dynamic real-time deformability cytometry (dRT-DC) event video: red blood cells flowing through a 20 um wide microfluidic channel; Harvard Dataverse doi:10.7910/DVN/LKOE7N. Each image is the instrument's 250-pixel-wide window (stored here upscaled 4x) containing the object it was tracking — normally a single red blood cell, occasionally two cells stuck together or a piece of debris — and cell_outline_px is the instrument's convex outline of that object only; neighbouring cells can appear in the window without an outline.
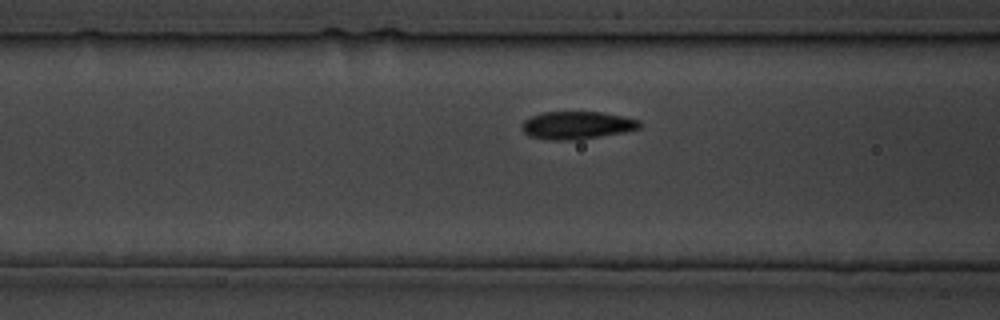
{"species": "common noctule bat (a hibernating species)", "species_latin": "Nyctalus noctula", "temperature_condition": "cold", "stored_images_in_passage": 25, "camera_frame_rate_fps": 3000, "um_per_image_px": 0.085, "animal": {"sex": "male", "body_mass_g": 19.5, "forearm_length_mm": 54.6}, "frame": {"image": 1, "passage_image": 4, "time_ms": 4.0, "image_size_px": [1000, 320], "cell_outline_px": [[640, 128], [624, 132], [580, 140], [548, 140], [528, 136], [520, 128], [520, 124], [524, 120], [532, 116], [544, 112], [600, 112], [624, 116], [640, 120]], "centroid_in_image_um": [49.01, 10.66], "position_along_channel_um": 117.6, "area_um2": 19.25}}
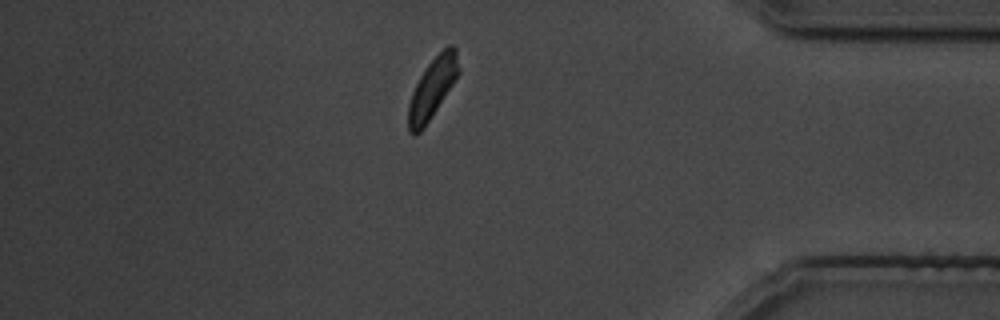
{"frame": {"image": 2, "passage_image": 22, "time_ms": 25.667, "image_size_px": [1000, 320], "cell_outline_px": [[460, 72], [424, 128], [420, 132], [412, 136], [408, 132], [408, 104], [412, 92], [420, 76], [428, 64], [448, 44], [452, 44], [456, 48], [460, 68]], "centroid_in_image_um": [36.74, 7.5], "position_along_channel_um": 398.5, "area_um2": 17.57}}